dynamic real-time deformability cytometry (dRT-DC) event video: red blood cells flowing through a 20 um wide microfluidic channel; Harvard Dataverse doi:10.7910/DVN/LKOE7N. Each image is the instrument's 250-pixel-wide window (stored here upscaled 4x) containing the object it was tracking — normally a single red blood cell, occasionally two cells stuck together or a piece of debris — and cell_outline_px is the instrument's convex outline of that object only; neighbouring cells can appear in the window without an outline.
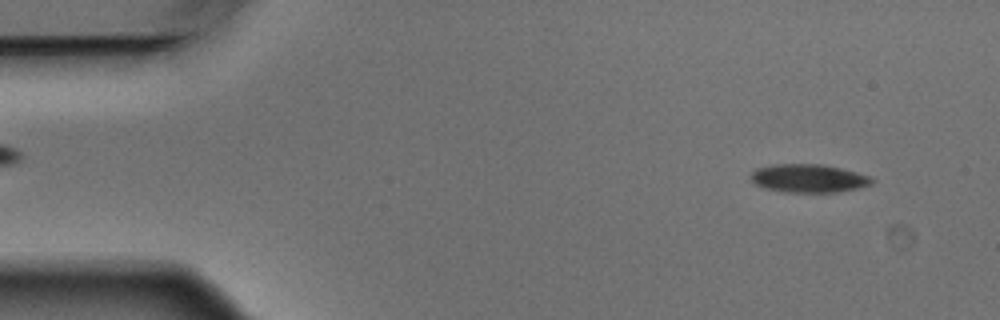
{"species": "Egyptian fruit bat (a non-hibernating species)", "species_latin": "Rousettus aegyptiacus", "temperature_condition": "warm", "stored_images_in_passage": 4, "camera_frame_rate_fps": 3000, "um_per_image_px": 0.085, "animal": {"sex": "male"}, "frame": {"image": 1, "passage_image": 1, "time_ms": 0.0, "image_size_px": [1000, 320], "cell_outline_px": [[876, 180], [872, 184], [860, 188], [836, 192], [784, 192], [764, 188], [756, 184], [748, 176], [756, 168], [772, 164], [820, 164], [840, 168], [872, 176]], "centroid_in_image_um": [68.74, 15.16], "position_along_channel_um": 16.3, "area_um2": 20.17}}